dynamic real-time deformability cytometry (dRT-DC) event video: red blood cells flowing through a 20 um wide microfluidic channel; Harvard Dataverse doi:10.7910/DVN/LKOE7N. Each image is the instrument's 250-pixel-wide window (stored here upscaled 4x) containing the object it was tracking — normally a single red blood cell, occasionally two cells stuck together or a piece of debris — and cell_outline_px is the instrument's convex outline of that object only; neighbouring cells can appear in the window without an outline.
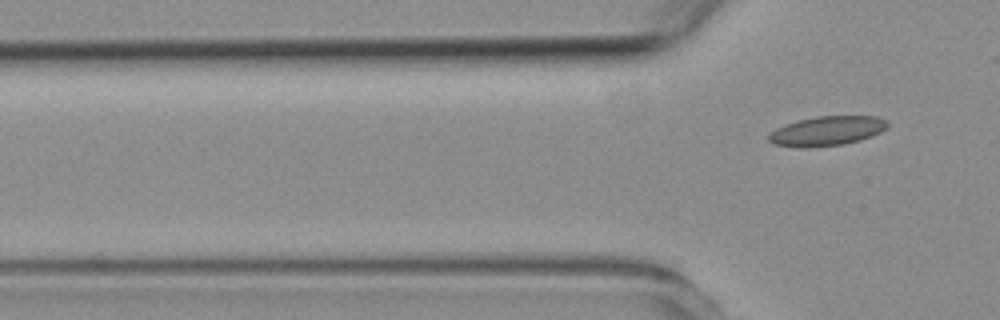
{"species": "common noctule bat (a hibernating species)", "species_latin": "Nyctalus noctula", "temperature_condition": "room temperature", "stored_images_in_passage": 5, "camera_frame_rate_fps": 3000, "um_per_image_px": 0.085, "animal": {"sex": "female", "body_mass_g": 19.3, "forearm_length_mm": 54.1}, "frame": {"image": 1, "passage_image": 5, "time_ms": 4.667, "image_size_px": [1000, 320], "cell_outline_px": [[888, 128], [872, 136], [860, 140], [844, 144], [808, 148], [800, 148], [776, 144], [768, 140], [768, 136], [776, 128], [800, 120], [816, 116], [876, 116], [888, 120]], "centroid_in_image_um": [70.34, 11.13], "position_along_channel_um": 55.5, "area_um2": 20.4}}